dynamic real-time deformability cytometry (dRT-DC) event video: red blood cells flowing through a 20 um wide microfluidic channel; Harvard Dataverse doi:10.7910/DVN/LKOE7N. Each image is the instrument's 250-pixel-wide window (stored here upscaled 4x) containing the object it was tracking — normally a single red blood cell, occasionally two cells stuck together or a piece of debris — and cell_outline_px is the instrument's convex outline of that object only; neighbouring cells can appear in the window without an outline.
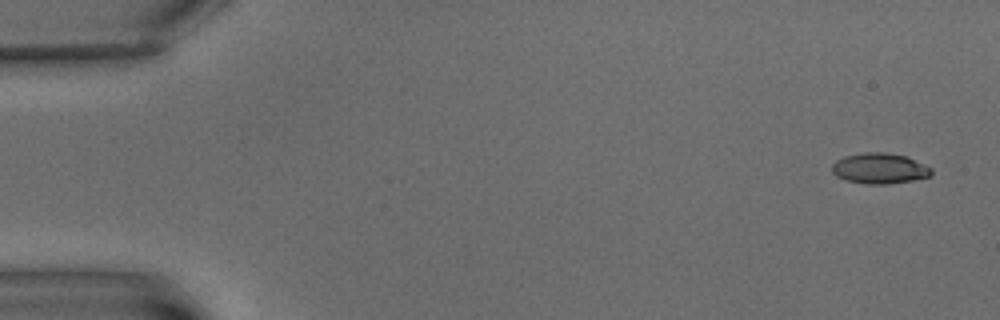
{"species": "common noctule bat (a hibernating species)", "species_latin": "Nyctalus noctula", "temperature_condition": "warm", "stored_images_in_passage": 7, "camera_frame_rate_fps": 3000, "um_per_image_px": 0.085, "animal": {"sex": "male", "body_mass_g": 15.6}, "frame": {"image": 1, "passage_image": 1, "time_ms": 0.0, "image_size_px": [1000, 320], "cell_outline_px": [[932, 176], [912, 180], [884, 184], [868, 184], [844, 180], [836, 176], [832, 172], [832, 164], [836, 160], [844, 156], [864, 152], [884, 152], [904, 156], [932, 168]], "centroid_in_image_um": [74.73, 14.32], "position_along_channel_um": 10.3, "area_um2": 17.63}}
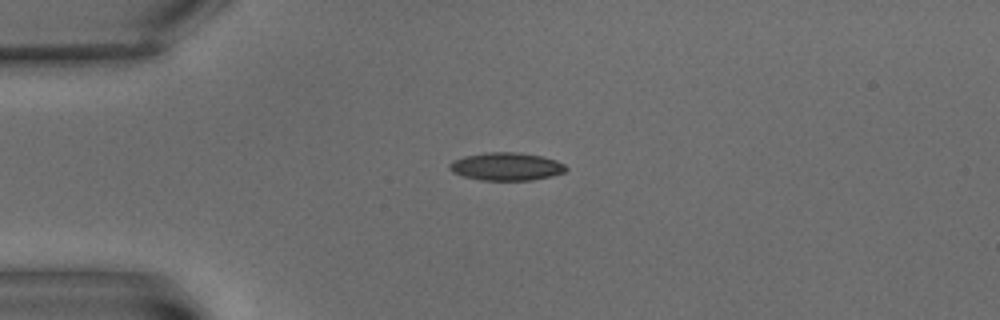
{"frame": {"image": 2, "passage_image": 5, "time_ms": 4.667, "image_size_px": [1000, 320], "cell_outline_px": [[568, 168], [564, 172], [552, 176], [532, 180], [480, 180], [464, 176], [452, 172], [448, 168], [448, 164], [452, 160], [464, 156], [484, 152], [516, 152], [544, 156], [556, 160], [564, 164]], "centroid_in_image_um": [43.03, 14.14], "position_along_channel_um": 42.0, "area_um2": 19.13}}
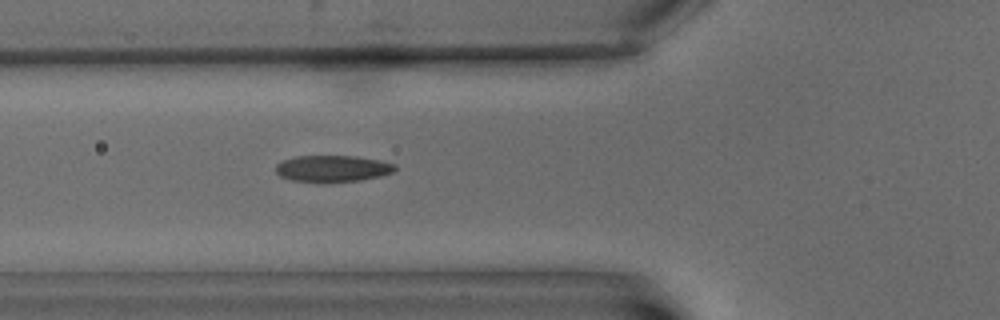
{"frame": {"image": 3, "passage_image": 7, "time_ms": 7.333, "image_size_px": [1000, 320], "cell_outline_px": [[396, 168], [392, 172], [380, 176], [360, 180], [324, 184], [292, 180], [280, 176], [276, 172], [276, 164], [280, 160], [296, 156], [356, 156], [380, 160], [396, 164]], "centroid_in_image_um": [28.23, 14.34], "position_along_channel_um": 97.6, "area_um2": 18.9}}